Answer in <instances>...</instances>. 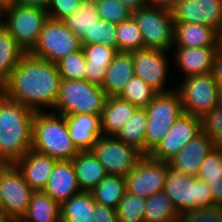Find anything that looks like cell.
<instances>
[{
    "instance_id": "6da1fadb",
    "label": "cell",
    "mask_w": 222,
    "mask_h": 222,
    "mask_svg": "<svg viewBox=\"0 0 222 222\" xmlns=\"http://www.w3.org/2000/svg\"><path fill=\"white\" fill-rule=\"evenodd\" d=\"M60 82L55 63L26 53L0 91L35 112H44V107L52 111L59 96Z\"/></svg>"
},
{
    "instance_id": "7a4b0ae2",
    "label": "cell",
    "mask_w": 222,
    "mask_h": 222,
    "mask_svg": "<svg viewBox=\"0 0 222 222\" xmlns=\"http://www.w3.org/2000/svg\"><path fill=\"white\" fill-rule=\"evenodd\" d=\"M34 116L0 91V161L15 164L31 149Z\"/></svg>"
},
{
    "instance_id": "3957f363",
    "label": "cell",
    "mask_w": 222,
    "mask_h": 222,
    "mask_svg": "<svg viewBox=\"0 0 222 222\" xmlns=\"http://www.w3.org/2000/svg\"><path fill=\"white\" fill-rule=\"evenodd\" d=\"M32 150L57 161H71L79 150L69 135L65 116L50 112H35Z\"/></svg>"
},
{
    "instance_id": "277c9868",
    "label": "cell",
    "mask_w": 222,
    "mask_h": 222,
    "mask_svg": "<svg viewBox=\"0 0 222 222\" xmlns=\"http://www.w3.org/2000/svg\"><path fill=\"white\" fill-rule=\"evenodd\" d=\"M107 97L101 86L86 79H61L59 96L52 112L62 116L82 113L101 115Z\"/></svg>"
},
{
    "instance_id": "5b68a950",
    "label": "cell",
    "mask_w": 222,
    "mask_h": 222,
    "mask_svg": "<svg viewBox=\"0 0 222 222\" xmlns=\"http://www.w3.org/2000/svg\"><path fill=\"white\" fill-rule=\"evenodd\" d=\"M163 191L172 200L178 213L216 206L208 183L197 177L186 176L169 164Z\"/></svg>"
},
{
    "instance_id": "8992f818",
    "label": "cell",
    "mask_w": 222,
    "mask_h": 222,
    "mask_svg": "<svg viewBox=\"0 0 222 222\" xmlns=\"http://www.w3.org/2000/svg\"><path fill=\"white\" fill-rule=\"evenodd\" d=\"M145 109L148 117L145 155H149L184 111L180 96L175 88L171 92L158 93Z\"/></svg>"
},
{
    "instance_id": "52a82bcc",
    "label": "cell",
    "mask_w": 222,
    "mask_h": 222,
    "mask_svg": "<svg viewBox=\"0 0 222 222\" xmlns=\"http://www.w3.org/2000/svg\"><path fill=\"white\" fill-rule=\"evenodd\" d=\"M48 18L46 9L35 6L13 5L2 12L3 26L25 53L35 46Z\"/></svg>"
},
{
    "instance_id": "ba28073f",
    "label": "cell",
    "mask_w": 222,
    "mask_h": 222,
    "mask_svg": "<svg viewBox=\"0 0 222 222\" xmlns=\"http://www.w3.org/2000/svg\"><path fill=\"white\" fill-rule=\"evenodd\" d=\"M82 48L80 38L63 20L48 18L30 55L52 63Z\"/></svg>"
},
{
    "instance_id": "9c48e42d",
    "label": "cell",
    "mask_w": 222,
    "mask_h": 222,
    "mask_svg": "<svg viewBox=\"0 0 222 222\" xmlns=\"http://www.w3.org/2000/svg\"><path fill=\"white\" fill-rule=\"evenodd\" d=\"M138 23L144 48L169 51L174 43V20L169 9L145 6L132 12Z\"/></svg>"
},
{
    "instance_id": "30bf717a",
    "label": "cell",
    "mask_w": 222,
    "mask_h": 222,
    "mask_svg": "<svg viewBox=\"0 0 222 222\" xmlns=\"http://www.w3.org/2000/svg\"><path fill=\"white\" fill-rule=\"evenodd\" d=\"M177 88L175 90L180 96L186 114L202 118L219 105L221 88L211 73L184 78Z\"/></svg>"
},
{
    "instance_id": "8fae6325",
    "label": "cell",
    "mask_w": 222,
    "mask_h": 222,
    "mask_svg": "<svg viewBox=\"0 0 222 222\" xmlns=\"http://www.w3.org/2000/svg\"><path fill=\"white\" fill-rule=\"evenodd\" d=\"M109 175L126 177L143 156L116 136L101 135L91 149Z\"/></svg>"
},
{
    "instance_id": "7c38bea8",
    "label": "cell",
    "mask_w": 222,
    "mask_h": 222,
    "mask_svg": "<svg viewBox=\"0 0 222 222\" xmlns=\"http://www.w3.org/2000/svg\"><path fill=\"white\" fill-rule=\"evenodd\" d=\"M168 162L143 155L125 177L126 192L148 199L162 192L167 179Z\"/></svg>"
},
{
    "instance_id": "4fadbf2b",
    "label": "cell",
    "mask_w": 222,
    "mask_h": 222,
    "mask_svg": "<svg viewBox=\"0 0 222 222\" xmlns=\"http://www.w3.org/2000/svg\"><path fill=\"white\" fill-rule=\"evenodd\" d=\"M2 217L20 221L27 213L32 193L22 173L10 164L1 174Z\"/></svg>"
},
{
    "instance_id": "5bb4252c",
    "label": "cell",
    "mask_w": 222,
    "mask_h": 222,
    "mask_svg": "<svg viewBox=\"0 0 222 222\" xmlns=\"http://www.w3.org/2000/svg\"><path fill=\"white\" fill-rule=\"evenodd\" d=\"M167 52L150 48H142L131 52L134 75L158 93H167L174 90L165 88L169 70Z\"/></svg>"
},
{
    "instance_id": "9a60e30c",
    "label": "cell",
    "mask_w": 222,
    "mask_h": 222,
    "mask_svg": "<svg viewBox=\"0 0 222 222\" xmlns=\"http://www.w3.org/2000/svg\"><path fill=\"white\" fill-rule=\"evenodd\" d=\"M201 132V118L183 113L149 156L155 160L169 162Z\"/></svg>"
},
{
    "instance_id": "2e32d148",
    "label": "cell",
    "mask_w": 222,
    "mask_h": 222,
    "mask_svg": "<svg viewBox=\"0 0 222 222\" xmlns=\"http://www.w3.org/2000/svg\"><path fill=\"white\" fill-rule=\"evenodd\" d=\"M174 23H196L219 30L222 0H178L171 8Z\"/></svg>"
},
{
    "instance_id": "e0dca14e",
    "label": "cell",
    "mask_w": 222,
    "mask_h": 222,
    "mask_svg": "<svg viewBox=\"0 0 222 222\" xmlns=\"http://www.w3.org/2000/svg\"><path fill=\"white\" fill-rule=\"evenodd\" d=\"M215 148L213 140L201 132L168 162L174 170L182 172L186 176L197 177L200 164L207 154Z\"/></svg>"
},
{
    "instance_id": "ac0fdd59",
    "label": "cell",
    "mask_w": 222,
    "mask_h": 222,
    "mask_svg": "<svg viewBox=\"0 0 222 222\" xmlns=\"http://www.w3.org/2000/svg\"><path fill=\"white\" fill-rule=\"evenodd\" d=\"M57 160L30 149L14 165L33 191H43Z\"/></svg>"
},
{
    "instance_id": "d6986e66",
    "label": "cell",
    "mask_w": 222,
    "mask_h": 222,
    "mask_svg": "<svg viewBox=\"0 0 222 222\" xmlns=\"http://www.w3.org/2000/svg\"><path fill=\"white\" fill-rule=\"evenodd\" d=\"M69 135L79 151L91 150L102 135L101 115L75 114L65 116Z\"/></svg>"
},
{
    "instance_id": "ffe728a7",
    "label": "cell",
    "mask_w": 222,
    "mask_h": 222,
    "mask_svg": "<svg viewBox=\"0 0 222 222\" xmlns=\"http://www.w3.org/2000/svg\"><path fill=\"white\" fill-rule=\"evenodd\" d=\"M174 60L184 78L211 73L217 47H176Z\"/></svg>"
},
{
    "instance_id": "44dd1931",
    "label": "cell",
    "mask_w": 222,
    "mask_h": 222,
    "mask_svg": "<svg viewBox=\"0 0 222 222\" xmlns=\"http://www.w3.org/2000/svg\"><path fill=\"white\" fill-rule=\"evenodd\" d=\"M58 203L81 192L72 161H57L43 190Z\"/></svg>"
},
{
    "instance_id": "7402d4cb",
    "label": "cell",
    "mask_w": 222,
    "mask_h": 222,
    "mask_svg": "<svg viewBox=\"0 0 222 222\" xmlns=\"http://www.w3.org/2000/svg\"><path fill=\"white\" fill-rule=\"evenodd\" d=\"M173 46L188 48L217 47L218 31L203 24L174 23Z\"/></svg>"
},
{
    "instance_id": "603a6c76",
    "label": "cell",
    "mask_w": 222,
    "mask_h": 222,
    "mask_svg": "<svg viewBox=\"0 0 222 222\" xmlns=\"http://www.w3.org/2000/svg\"><path fill=\"white\" fill-rule=\"evenodd\" d=\"M132 53L117 52L106 70L102 89L107 96H118L134 76Z\"/></svg>"
},
{
    "instance_id": "cb8c5ba5",
    "label": "cell",
    "mask_w": 222,
    "mask_h": 222,
    "mask_svg": "<svg viewBox=\"0 0 222 222\" xmlns=\"http://www.w3.org/2000/svg\"><path fill=\"white\" fill-rule=\"evenodd\" d=\"M71 161L81 191L91 192L107 175L91 150L79 151Z\"/></svg>"
},
{
    "instance_id": "d4e9b609",
    "label": "cell",
    "mask_w": 222,
    "mask_h": 222,
    "mask_svg": "<svg viewBox=\"0 0 222 222\" xmlns=\"http://www.w3.org/2000/svg\"><path fill=\"white\" fill-rule=\"evenodd\" d=\"M136 109V106L119 96H108L101 113L102 135L116 136Z\"/></svg>"
},
{
    "instance_id": "484cf974",
    "label": "cell",
    "mask_w": 222,
    "mask_h": 222,
    "mask_svg": "<svg viewBox=\"0 0 222 222\" xmlns=\"http://www.w3.org/2000/svg\"><path fill=\"white\" fill-rule=\"evenodd\" d=\"M81 46L86 57L85 79L101 86L117 50L101 43Z\"/></svg>"
},
{
    "instance_id": "4316f807",
    "label": "cell",
    "mask_w": 222,
    "mask_h": 222,
    "mask_svg": "<svg viewBox=\"0 0 222 222\" xmlns=\"http://www.w3.org/2000/svg\"><path fill=\"white\" fill-rule=\"evenodd\" d=\"M19 222H61L60 203L43 191H34L27 213Z\"/></svg>"
},
{
    "instance_id": "83f0119b",
    "label": "cell",
    "mask_w": 222,
    "mask_h": 222,
    "mask_svg": "<svg viewBox=\"0 0 222 222\" xmlns=\"http://www.w3.org/2000/svg\"><path fill=\"white\" fill-rule=\"evenodd\" d=\"M94 209L92 193L81 191L60 204L61 222H94Z\"/></svg>"
},
{
    "instance_id": "f1b7e54d",
    "label": "cell",
    "mask_w": 222,
    "mask_h": 222,
    "mask_svg": "<svg viewBox=\"0 0 222 222\" xmlns=\"http://www.w3.org/2000/svg\"><path fill=\"white\" fill-rule=\"evenodd\" d=\"M25 51L17 44L14 37L0 25V88L10 78L15 66L25 55Z\"/></svg>"
},
{
    "instance_id": "f546056e",
    "label": "cell",
    "mask_w": 222,
    "mask_h": 222,
    "mask_svg": "<svg viewBox=\"0 0 222 222\" xmlns=\"http://www.w3.org/2000/svg\"><path fill=\"white\" fill-rule=\"evenodd\" d=\"M145 108H137L129 121L120 129L116 137L124 143L136 148L145 155V134L147 128Z\"/></svg>"
},
{
    "instance_id": "4dcf8cb0",
    "label": "cell",
    "mask_w": 222,
    "mask_h": 222,
    "mask_svg": "<svg viewBox=\"0 0 222 222\" xmlns=\"http://www.w3.org/2000/svg\"><path fill=\"white\" fill-rule=\"evenodd\" d=\"M125 192V178L109 174L91 191L96 203L114 209L122 200Z\"/></svg>"
},
{
    "instance_id": "1f68e13d",
    "label": "cell",
    "mask_w": 222,
    "mask_h": 222,
    "mask_svg": "<svg viewBox=\"0 0 222 222\" xmlns=\"http://www.w3.org/2000/svg\"><path fill=\"white\" fill-rule=\"evenodd\" d=\"M178 219L179 213L164 191L147 199L144 222H178Z\"/></svg>"
},
{
    "instance_id": "d6a6232c",
    "label": "cell",
    "mask_w": 222,
    "mask_h": 222,
    "mask_svg": "<svg viewBox=\"0 0 222 222\" xmlns=\"http://www.w3.org/2000/svg\"><path fill=\"white\" fill-rule=\"evenodd\" d=\"M99 20L97 4L81 2L79 9H75L72 14L65 17L63 22L81 39L85 33H89L90 29L95 25V21Z\"/></svg>"
},
{
    "instance_id": "836d02e7",
    "label": "cell",
    "mask_w": 222,
    "mask_h": 222,
    "mask_svg": "<svg viewBox=\"0 0 222 222\" xmlns=\"http://www.w3.org/2000/svg\"><path fill=\"white\" fill-rule=\"evenodd\" d=\"M117 52L131 53L144 48V41L133 16L116 25Z\"/></svg>"
},
{
    "instance_id": "e575fe53",
    "label": "cell",
    "mask_w": 222,
    "mask_h": 222,
    "mask_svg": "<svg viewBox=\"0 0 222 222\" xmlns=\"http://www.w3.org/2000/svg\"><path fill=\"white\" fill-rule=\"evenodd\" d=\"M157 94V91L134 75L118 96L137 108H146Z\"/></svg>"
},
{
    "instance_id": "d590c367",
    "label": "cell",
    "mask_w": 222,
    "mask_h": 222,
    "mask_svg": "<svg viewBox=\"0 0 222 222\" xmlns=\"http://www.w3.org/2000/svg\"><path fill=\"white\" fill-rule=\"evenodd\" d=\"M147 199L125 192L116 207V214L120 222H144Z\"/></svg>"
},
{
    "instance_id": "8d00e7d4",
    "label": "cell",
    "mask_w": 222,
    "mask_h": 222,
    "mask_svg": "<svg viewBox=\"0 0 222 222\" xmlns=\"http://www.w3.org/2000/svg\"><path fill=\"white\" fill-rule=\"evenodd\" d=\"M80 43L81 45L101 43L117 50L116 24L101 19L95 21L89 33L82 36Z\"/></svg>"
},
{
    "instance_id": "74e56055",
    "label": "cell",
    "mask_w": 222,
    "mask_h": 222,
    "mask_svg": "<svg viewBox=\"0 0 222 222\" xmlns=\"http://www.w3.org/2000/svg\"><path fill=\"white\" fill-rule=\"evenodd\" d=\"M60 73L61 79L66 80H84L86 57L83 49L67 55L55 63Z\"/></svg>"
},
{
    "instance_id": "f35d334b",
    "label": "cell",
    "mask_w": 222,
    "mask_h": 222,
    "mask_svg": "<svg viewBox=\"0 0 222 222\" xmlns=\"http://www.w3.org/2000/svg\"><path fill=\"white\" fill-rule=\"evenodd\" d=\"M96 4L101 20L117 25L132 16L131 10L119 0H98Z\"/></svg>"
},
{
    "instance_id": "ab89813d",
    "label": "cell",
    "mask_w": 222,
    "mask_h": 222,
    "mask_svg": "<svg viewBox=\"0 0 222 222\" xmlns=\"http://www.w3.org/2000/svg\"><path fill=\"white\" fill-rule=\"evenodd\" d=\"M202 132L210 137L215 146H222V107H214L201 118Z\"/></svg>"
},
{
    "instance_id": "60d3db41",
    "label": "cell",
    "mask_w": 222,
    "mask_h": 222,
    "mask_svg": "<svg viewBox=\"0 0 222 222\" xmlns=\"http://www.w3.org/2000/svg\"><path fill=\"white\" fill-rule=\"evenodd\" d=\"M197 178L204 181H217L222 178V156L216 147L207 154L200 164Z\"/></svg>"
},
{
    "instance_id": "b9f144b4",
    "label": "cell",
    "mask_w": 222,
    "mask_h": 222,
    "mask_svg": "<svg viewBox=\"0 0 222 222\" xmlns=\"http://www.w3.org/2000/svg\"><path fill=\"white\" fill-rule=\"evenodd\" d=\"M178 222H222V206L186 210L179 213Z\"/></svg>"
},
{
    "instance_id": "7bdbcfd3",
    "label": "cell",
    "mask_w": 222,
    "mask_h": 222,
    "mask_svg": "<svg viewBox=\"0 0 222 222\" xmlns=\"http://www.w3.org/2000/svg\"><path fill=\"white\" fill-rule=\"evenodd\" d=\"M80 3V0H50L46 11L49 18L63 20L75 9H79Z\"/></svg>"
},
{
    "instance_id": "ee69618b",
    "label": "cell",
    "mask_w": 222,
    "mask_h": 222,
    "mask_svg": "<svg viewBox=\"0 0 222 222\" xmlns=\"http://www.w3.org/2000/svg\"><path fill=\"white\" fill-rule=\"evenodd\" d=\"M94 222H120L116 209L95 202Z\"/></svg>"
},
{
    "instance_id": "f6af8a7d",
    "label": "cell",
    "mask_w": 222,
    "mask_h": 222,
    "mask_svg": "<svg viewBox=\"0 0 222 222\" xmlns=\"http://www.w3.org/2000/svg\"><path fill=\"white\" fill-rule=\"evenodd\" d=\"M211 74L222 88V44H218L215 56L213 58Z\"/></svg>"
},
{
    "instance_id": "bcb514c9",
    "label": "cell",
    "mask_w": 222,
    "mask_h": 222,
    "mask_svg": "<svg viewBox=\"0 0 222 222\" xmlns=\"http://www.w3.org/2000/svg\"><path fill=\"white\" fill-rule=\"evenodd\" d=\"M210 186L213 194L214 204L222 206V178L217 181H205Z\"/></svg>"
},
{
    "instance_id": "7dc6e473",
    "label": "cell",
    "mask_w": 222,
    "mask_h": 222,
    "mask_svg": "<svg viewBox=\"0 0 222 222\" xmlns=\"http://www.w3.org/2000/svg\"><path fill=\"white\" fill-rule=\"evenodd\" d=\"M50 0H14L13 5L18 6H35L46 9Z\"/></svg>"
},
{
    "instance_id": "c3c4849f",
    "label": "cell",
    "mask_w": 222,
    "mask_h": 222,
    "mask_svg": "<svg viewBox=\"0 0 222 222\" xmlns=\"http://www.w3.org/2000/svg\"><path fill=\"white\" fill-rule=\"evenodd\" d=\"M177 1L178 0H146L149 6L163 7L169 10H171Z\"/></svg>"
},
{
    "instance_id": "681fc988",
    "label": "cell",
    "mask_w": 222,
    "mask_h": 222,
    "mask_svg": "<svg viewBox=\"0 0 222 222\" xmlns=\"http://www.w3.org/2000/svg\"><path fill=\"white\" fill-rule=\"evenodd\" d=\"M119 1L124 5H126L129 8V10H131V12L147 6L146 0H119Z\"/></svg>"
},
{
    "instance_id": "f907efd6",
    "label": "cell",
    "mask_w": 222,
    "mask_h": 222,
    "mask_svg": "<svg viewBox=\"0 0 222 222\" xmlns=\"http://www.w3.org/2000/svg\"><path fill=\"white\" fill-rule=\"evenodd\" d=\"M10 164L0 161V179L2 172L9 166ZM0 217H2V197L0 192Z\"/></svg>"
},
{
    "instance_id": "816d5d0a",
    "label": "cell",
    "mask_w": 222,
    "mask_h": 222,
    "mask_svg": "<svg viewBox=\"0 0 222 222\" xmlns=\"http://www.w3.org/2000/svg\"><path fill=\"white\" fill-rule=\"evenodd\" d=\"M14 0H0V9L3 11L4 9L13 6Z\"/></svg>"
},
{
    "instance_id": "f5cc1de1",
    "label": "cell",
    "mask_w": 222,
    "mask_h": 222,
    "mask_svg": "<svg viewBox=\"0 0 222 222\" xmlns=\"http://www.w3.org/2000/svg\"><path fill=\"white\" fill-rule=\"evenodd\" d=\"M218 44H222V24L218 30Z\"/></svg>"
},
{
    "instance_id": "db71d44e",
    "label": "cell",
    "mask_w": 222,
    "mask_h": 222,
    "mask_svg": "<svg viewBox=\"0 0 222 222\" xmlns=\"http://www.w3.org/2000/svg\"><path fill=\"white\" fill-rule=\"evenodd\" d=\"M0 222H18L16 220H13L11 218H3V217H0Z\"/></svg>"
},
{
    "instance_id": "11a10c76",
    "label": "cell",
    "mask_w": 222,
    "mask_h": 222,
    "mask_svg": "<svg viewBox=\"0 0 222 222\" xmlns=\"http://www.w3.org/2000/svg\"><path fill=\"white\" fill-rule=\"evenodd\" d=\"M219 105L222 107V88L219 91Z\"/></svg>"
},
{
    "instance_id": "9f6ffc18",
    "label": "cell",
    "mask_w": 222,
    "mask_h": 222,
    "mask_svg": "<svg viewBox=\"0 0 222 222\" xmlns=\"http://www.w3.org/2000/svg\"><path fill=\"white\" fill-rule=\"evenodd\" d=\"M80 1L84 3H96L98 0H80Z\"/></svg>"
},
{
    "instance_id": "6f0895ef",
    "label": "cell",
    "mask_w": 222,
    "mask_h": 222,
    "mask_svg": "<svg viewBox=\"0 0 222 222\" xmlns=\"http://www.w3.org/2000/svg\"><path fill=\"white\" fill-rule=\"evenodd\" d=\"M215 147L219 150V152H220V154L222 156V146H215Z\"/></svg>"
},
{
    "instance_id": "680465c9",
    "label": "cell",
    "mask_w": 222,
    "mask_h": 222,
    "mask_svg": "<svg viewBox=\"0 0 222 222\" xmlns=\"http://www.w3.org/2000/svg\"><path fill=\"white\" fill-rule=\"evenodd\" d=\"M2 10L0 9V25L2 24Z\"/></svg>"
}]
</instances>
